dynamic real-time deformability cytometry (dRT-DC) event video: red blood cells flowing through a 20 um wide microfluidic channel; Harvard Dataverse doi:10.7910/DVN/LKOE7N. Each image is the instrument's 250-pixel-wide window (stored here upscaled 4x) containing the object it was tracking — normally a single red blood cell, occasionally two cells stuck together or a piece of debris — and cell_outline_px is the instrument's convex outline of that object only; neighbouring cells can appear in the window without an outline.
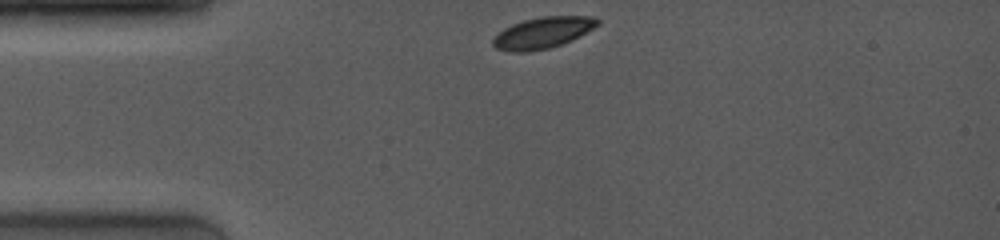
{"species": "common noctule bat (a hibernating species)", "species_latin": "Nyctalus noctula", "temperature_condition": "room temperature", "stored_images_in_passage": 18, "camera_frame_rate_fps": 4000, "um_per_image_px": 0.085, "animal": {"sex": "female", "body_mass_g": 19.0, "forearm_length_mm": 53.3}, "frame": {"image": 1, "passage_image": 1, "time_ms": 0.0, "image_size_px": [1000, 240], "cell_outline_px": [[600, 24], [572, 40], [548, 48], [528, 52], [508, 52], [496, 48], [492, 44], [492, 40], [504, 28], [512, 24], [524, 20], [544, 16], [596, 16], [600, 20]], "centroid_in_image_um": [46.15, 2.78], "position_along_channel_um": 38.9, "area_um2": 19.02}}
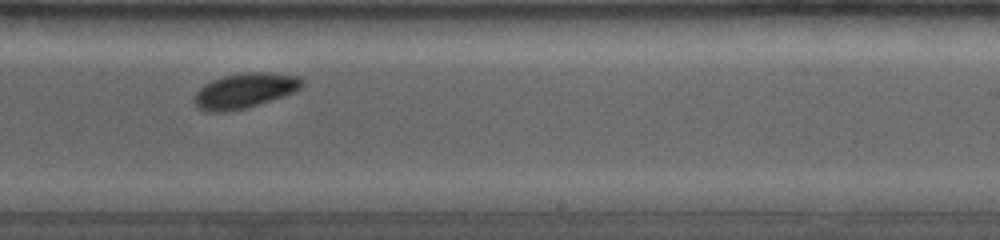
{"frame": {"image": 2, "passage_image": 15, "time_ms": 6.5, "image_size_px": [1000, 240], "cell_outline_px": [[304, 84], [300, 88], [292, 92], [244, 108], [224, 112], [204, 112], [196, 108], [192, 100], [196, 92], [204, 84], [212, 80], [224, 76], [248, 72], [264, 72], [300, 76], [304, 80]], "centroid_in_image_um": [20.73, 7.71], "position_along_channel_um": 268.3, "area_um2": 21.79}}
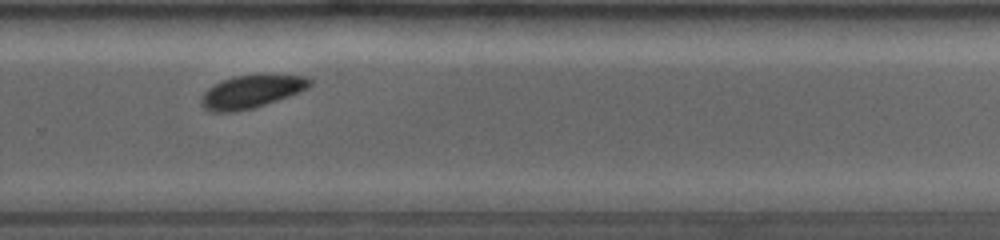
{"frame": {"image": 3, "passage_image": 17, "time_ms": 7.5, "image_size_px": [1000, 240], "cell_outline_px": [[312, 84], [308, 88], [300, 92], [252, 108], [236, 112], [212, 112], [204, 108], [200, 104], [200, 100], [204, 92], [208, 88], [220, 80], [236, 76], [256, 72], [272, 72], [308, 76], [312, 80]], "centroid_in_image_um": [21.41, 7.72], "position_along_channel_um": 308.4, "area_um2": 21.73}}